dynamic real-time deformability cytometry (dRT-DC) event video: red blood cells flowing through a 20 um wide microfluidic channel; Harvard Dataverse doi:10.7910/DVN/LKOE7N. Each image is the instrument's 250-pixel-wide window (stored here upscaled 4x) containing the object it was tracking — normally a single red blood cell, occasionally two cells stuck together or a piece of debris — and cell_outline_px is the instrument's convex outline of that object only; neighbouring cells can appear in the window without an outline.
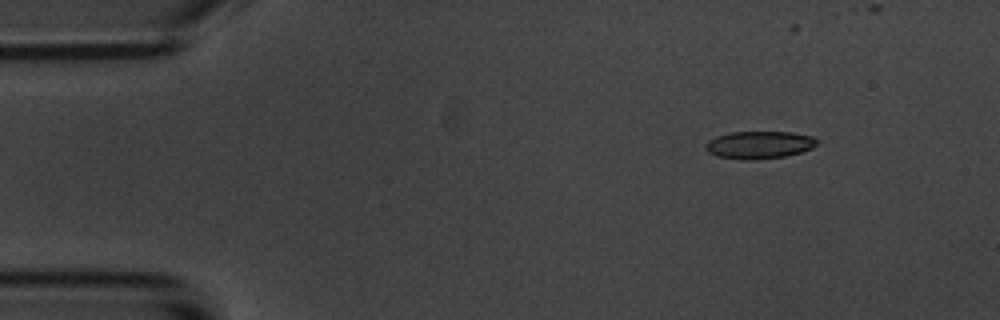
{"species": "common noctule bat (a hibernating species)", "species_latin": "Nyctalus noctula", "temperature_condition": "room temperature", "stored_images_in_passage": 7, "camera_frame_rate_fps": 3000, "um_per_image_px": 0.085, "animal": {"sex": "male", "body_mass_g": 20.1, "forearm_length_mm": 53.5}, "frame": {"image": 1, "passage_image": 1, "time_ms": 0.0, "image_size_px": [1000, 320], "cell_outline_px": [[820, 140], [812, 148], [800, 152], [784, 156], [756, 160], [740, 160], [716, 156], [708, 152], [704, 148], [704, 144], [708, 140], [716, 136], [732, 132], [792, 132], [812, 136]], "centroid_in_image_um": [64.5, 12.32], "position_along_channel_um": 20.5, "area_um2": 18.09}}
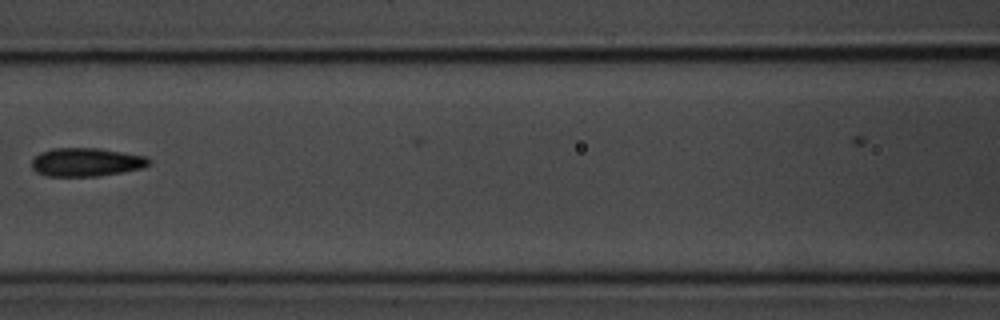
{"frame": {"image": 2, "passage_image": 6, "time_ms": 6.0, "image_size_px": [1000, 320], "cell_outline_px": [[152, 160], [148, 164], [140, 168], [120, 172], [96, 176], [48, 176], [36, 172], [32, 168], [32, 160], [40, 152], [52, 148], [100, 148], [144, 156]], "centroid_in_image_um": [7.29, 13.77], "position_along_channel_um": 159.3, "area_um2": 19.25}}
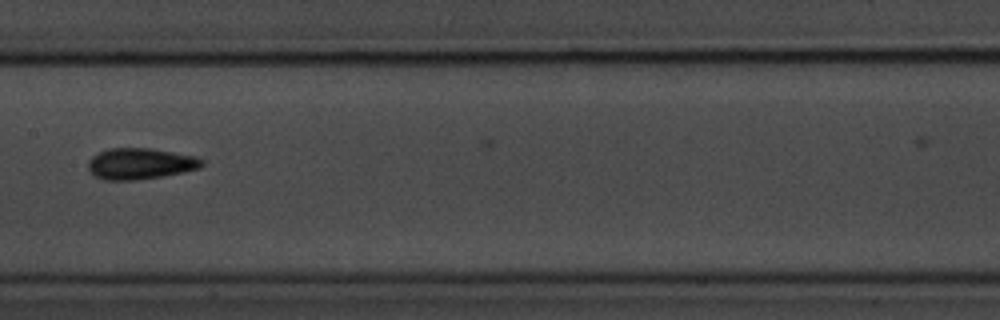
{"frame": {"image": 3, "passage_image": 7, "time_ms": 7.0, "image_size_px": [1000, 320], "cell_outline_px": [[204, 164], [200, 168], [184, 172], [164, 176], [136, 180], [104, 180], [96, 176], [88, 168], [88, 160], [92, 156], [108, 148], [152, 148], [196, 156], [204, 160]], "centroid_in_image_um": [11.95, 13.91], "position_along_channel_um": 195.4, "area_um2": 20.81}}